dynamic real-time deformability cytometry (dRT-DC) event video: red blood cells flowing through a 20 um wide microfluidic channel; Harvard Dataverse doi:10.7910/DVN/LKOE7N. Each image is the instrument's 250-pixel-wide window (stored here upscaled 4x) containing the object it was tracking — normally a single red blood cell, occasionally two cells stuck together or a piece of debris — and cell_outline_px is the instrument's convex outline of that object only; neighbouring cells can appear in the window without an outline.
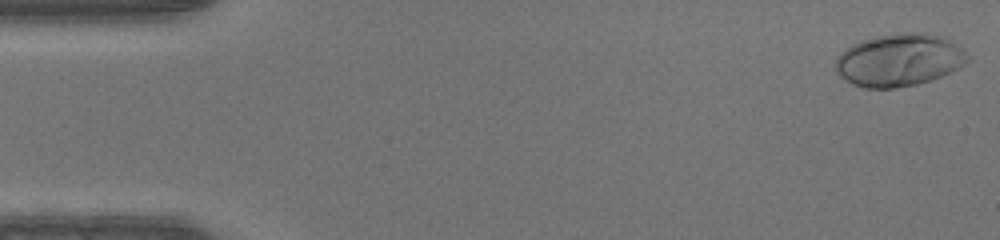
{"species": "human", "species_latin": "Homo sapiens", "temperature_condition": "warm", "stored_images_in_passage": 46, "camera_frame_rate_fps": 3000, "um_per_image_px": 0.085, "donor": {"sex": "male"}, "frame": {"image": 1, "passage_image": 1, "time_ms": 0.0, "image_size_px": [1000, 240], "cell_outline_px": [[968, 60], [960, 68], [932, 80], [916, 84], [896, 88], [864, 88], [852, 84], [844, 80], [836, 72], [836, 56], [840, 52], [852, 44], [860, 40], [876, 36], [904, 32], [916, 32], [936, 36], [948, 40], [960, 48], [968, 56]], "centroid_in_image_um": [76.37, 5.12], "position_along_channel_um": 8.6, "area_um2": 40.29}}
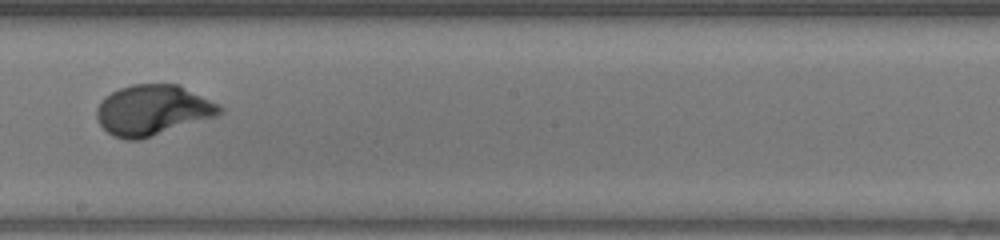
{"frame": {"image": 2, "passage_image": 26, "time_ms": 8.333, "image_size_px": [1000, 240], "cell_outline_px": [[224, 112], [216, 116], [140, 140], [128, 140], [112, 136], [100, 124], [96, 116], [96, 108], [104, 96], [120, 88], [132, 84], [180, 84], [224, 108]], "centroid_in_image_um": [12.96, 9.36], "position_along_channel_um": 235.2, "area_um2": 36.07}}
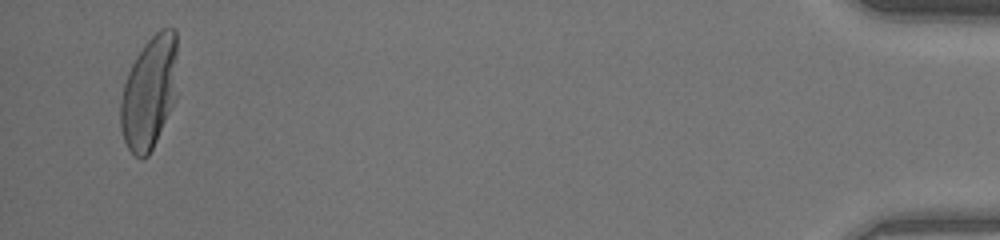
{"frame": {"image": 3, "passage_image": 45, "time_ms": 14.667, "image_size_px": [1000, 240], "cell_outline_px": [[176, 100], [148, 156], [140, 160], [128, 148], [124, 140], [120, 128], [120, 100], [124, 84], [128, 72], [136, 56], [144, 44], [160, 28], [176, 28]], "centroid_in_image_um": [12.68, 7.86], "position_along_channel_um": 422.5, "area_um2": 37.51}}